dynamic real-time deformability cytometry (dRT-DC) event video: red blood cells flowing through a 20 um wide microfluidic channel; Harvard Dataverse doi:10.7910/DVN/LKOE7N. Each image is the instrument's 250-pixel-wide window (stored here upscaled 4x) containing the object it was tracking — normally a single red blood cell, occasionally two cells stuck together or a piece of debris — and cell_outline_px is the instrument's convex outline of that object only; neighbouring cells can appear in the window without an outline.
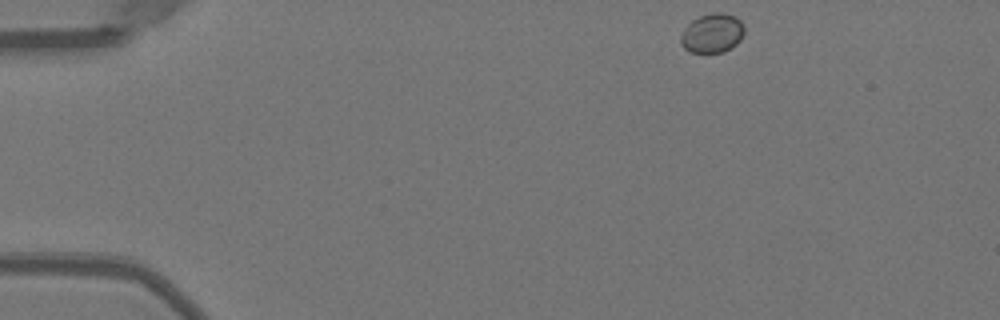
{"species": "Egyptian fruit bat (a non-hibernating species)", "species_latin": "Rousettus aegyptiacus", "temperature_condition": "warm", "stored_images_in_passage": 45, "camera_frame_rate_fps": 3000, "um_per_image_px": 0.085, "animal": {"sex": "female"}, "frame": {"image": 1, "passage_image": 1, "time_ms": 0.0, "image_size_px": [1000, 320], "cell_outline_px": [[744, 32], [740, 40], [732, 48], [724, 52], [692, 52], [684, 48], [680, 44], [680, 36], [684, 28], [692, 20], [700, 16], [716, 12], [720, 12], [736, 16], [744, 24]], "centroid_in_image_um": [60.55, 2.82], "position_along_channel_um": 24.5, "area_um2": 14.62}}
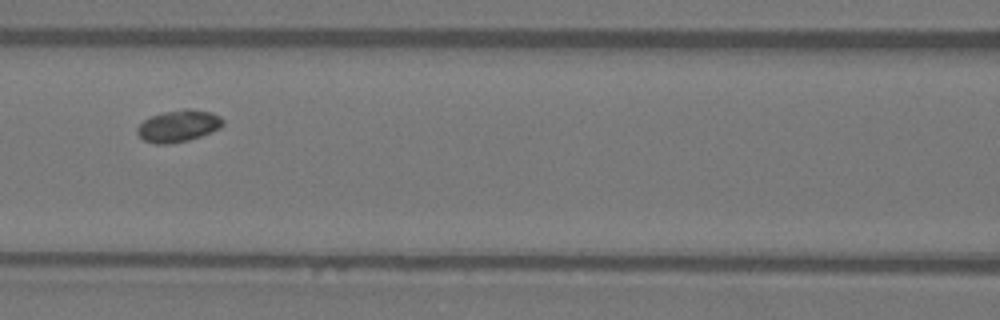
{"frame": {"image": 2, "passage_image": 17, "time_ms": 5.333, "image_size_px": [1000, 320], "cell_outline_px": [[224, 124], [220, 128], [200, 136], [188, 140], [168, 144], [156, 144], [144, 140], [136, 132], [136, 128], [144, 120], [152, 116], [164, 112], [188, 108], [212, 112], [220, 116], [224, 120]], "centroid_in_image_um": [15.18, 10.7], "position_along_channel_um": 151.4, "area_um2": 15.84}}
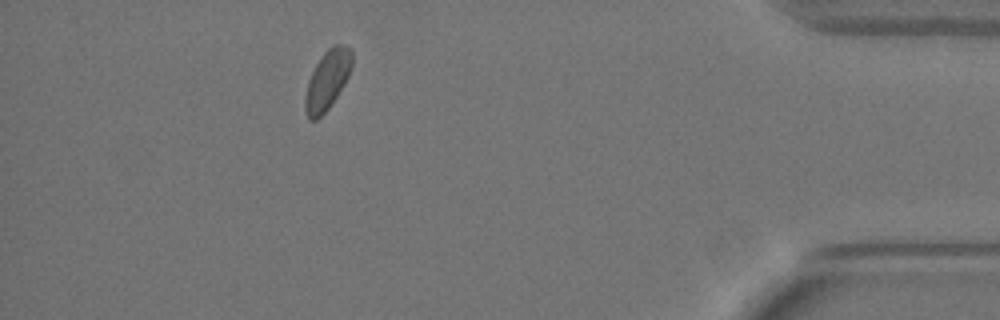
{"frame": {"image": 3, "passage_image": 40, "time_ms": 13.0, "image_size_px": [1000, 320], "cell_outline_px": [[352, 64], [348, 76], [344, 84], [328, 108], [316, 120], [308, 120], [304, 108], [304, 96], [308, 80], [316, 64], [324, 52], [332, 44], [344, 44], [352, 48]], "centroid_in_image_um": [27.81, 6.78], "position_along_channel_um": 407.4, "area_um2": 16.24}}